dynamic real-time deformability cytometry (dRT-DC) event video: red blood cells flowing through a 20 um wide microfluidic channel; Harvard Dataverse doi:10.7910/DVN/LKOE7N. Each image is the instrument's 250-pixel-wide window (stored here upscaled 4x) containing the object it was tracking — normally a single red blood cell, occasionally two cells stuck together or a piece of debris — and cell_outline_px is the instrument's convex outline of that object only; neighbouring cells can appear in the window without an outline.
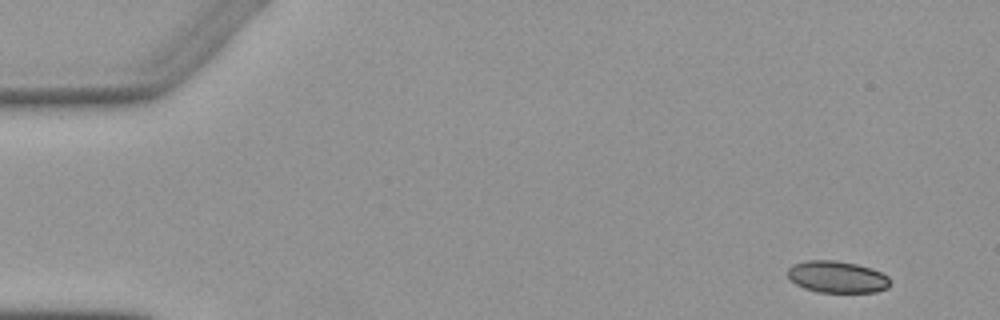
{"species": "Egyptian fruit bat (a non-hibernating species)", "species_latin": "Rousettus aegyptiacus", "temperature_condition": "warm", "stored_images_in_passage": 4, "camera_frame_rate_fps": 3000, "um_per_image_px": 0.085, "animal": {"sex": "female"}, "frame": {"image": 1, "passage_image": 1, "time_ms": 0.0, "image_size_px": [1000, 320], "cell_outline_px": [[892, 284], [888, 288], [876, 292], [816, 292], [804, 288], [796, 284], [788, 276], [788, 268], [792, 264], [808, 260], [836, 260], [856, 264], [872, 268], [888, 276]], "centroid_in_image_um": [71.18, 23.54], "position_along_channel_um": 13.8, "area_um2": 19.13}}
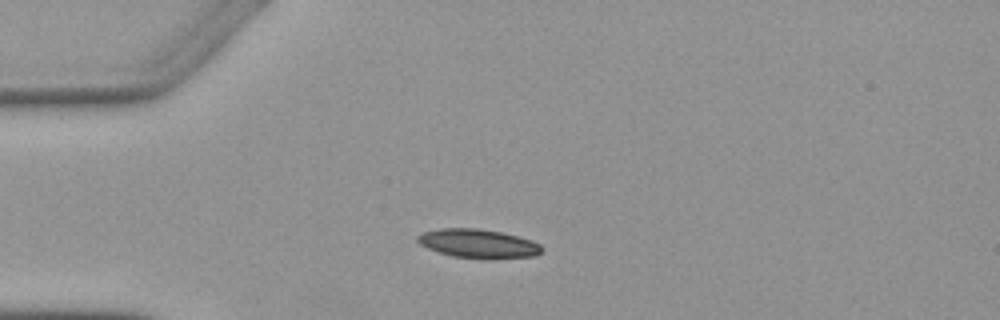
{"frame": {"image": 2, "passage_image": 3, "time_ms": 3.333, "image_size_px": [1000, 320], "cell_outline_px": [[544, 248], [540, 252], [532, 256], [492, 260], [452, 256], [428, 248], [420, 244], [416, 240], [416, 236], [424, 232], [440, 228], [476, 228], [500, 232], [532, 240], [540, 244]], "centroid_in_image_um": [40.65, 20.71], "position_along_channel_um": 44.3, "area_um2": 20.98}}